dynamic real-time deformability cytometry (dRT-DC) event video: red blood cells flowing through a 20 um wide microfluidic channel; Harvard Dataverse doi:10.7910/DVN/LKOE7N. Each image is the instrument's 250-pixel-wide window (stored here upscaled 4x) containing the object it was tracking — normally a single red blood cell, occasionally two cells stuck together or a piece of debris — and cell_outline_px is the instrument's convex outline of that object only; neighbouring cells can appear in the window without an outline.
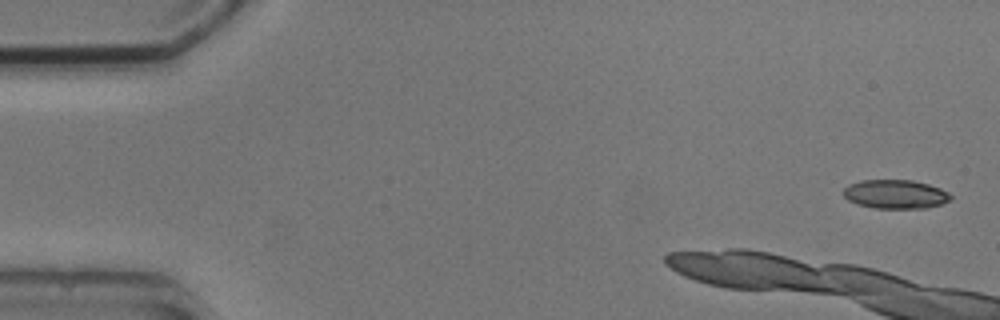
{"species": "common noctule bat (a hibernating species)", "species_latin": "Nyctalus noctula", "temperature_condition": "cold", "stored_images_in_passage": 6, "camera_frame_rate_fps": 3000, "um_per_image_px": 0.085, "animal": {"sex": "male", "body_mass_g": 20.5, "forearm_length_mm": 52.5}, "frame": {"image": 1, "passage_image": 1, "time_ms": 0.0, "image_size_px": [1000, 320], "cell_outline_px": [[952, 200], [928, 208], [876, 208], [856, 204], [848, 200], [844, 196], [844, 188], [848, 184], [860, 180], [912, 180], [928, 184], [940, 188], [948, 192], [952, 196]], "centroid_in_image_um": [76.11, 16.5], "position_along_channel_um": 8.9, "area_um2": 18.15}}
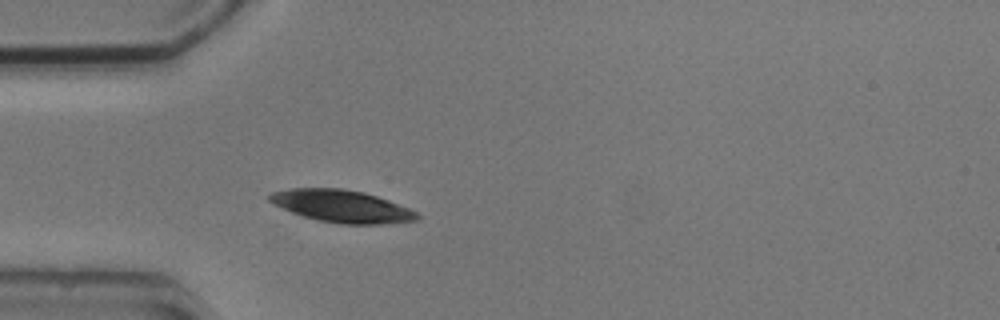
{"frame": {"image": 2, "passage_image": 6, "time_ms": 7.0, "image_size_px": [1000, 320], "cell_outline_px": [[420, 216], [416, 220], [380, 224], [340, 224], [300, 216], [272, 204], [268, 200], [268, 196], [272, 192], [288, 188], [344, 188], [364, 192], [388, 200], [408, 208], [416, 212]], "centroid_in_image_um": [28.99, 17.52], "position_along_channel_um": 56.0, "area_um2": 27.8}}